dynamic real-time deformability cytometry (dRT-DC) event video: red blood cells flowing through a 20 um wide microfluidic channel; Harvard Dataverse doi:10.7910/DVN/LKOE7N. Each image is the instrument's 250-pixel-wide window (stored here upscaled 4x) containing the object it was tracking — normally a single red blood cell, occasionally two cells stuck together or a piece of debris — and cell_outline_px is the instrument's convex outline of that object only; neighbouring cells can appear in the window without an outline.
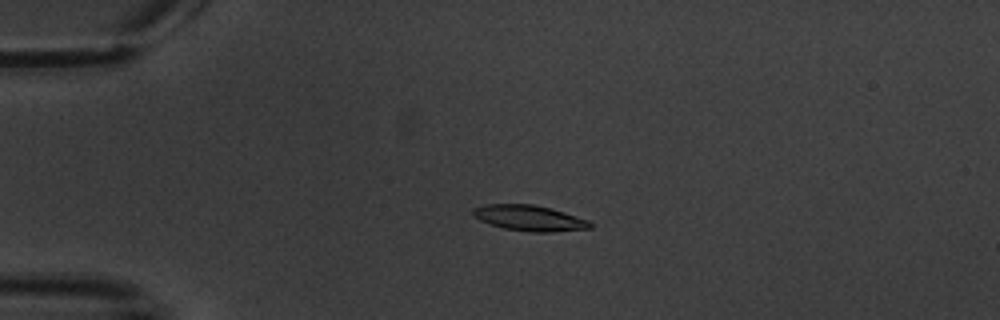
{"species": "common noctule bat (a hibernating species)", "species_latin": "Nyctalus noctula", "temperature_condition": "warm", "stored_images_in_passage": 6, "camera_frame_rate_fps": 3000, "um_per_image_px": 0.085, "animal": {"sex": "male", "body_mass_g": 20.1, "forearm_length_mm": 53.5}, "frame": {"image": 1, "passage_image": 5, "time_ms": 4.667, "image_size_px": [1000, 320], "cell_outline_px": [[592, 228], [552, 232], [532, 232], [504, 228], [480, 220], [472, 216], [472, 208], [484, 204], [532, 204], [552, 208], [588, 220], [592, 224]], "centroid_in_image_um": [44.99, 18.52], "position_along_channel_um": 40.0, "area_um2": 17.51}}